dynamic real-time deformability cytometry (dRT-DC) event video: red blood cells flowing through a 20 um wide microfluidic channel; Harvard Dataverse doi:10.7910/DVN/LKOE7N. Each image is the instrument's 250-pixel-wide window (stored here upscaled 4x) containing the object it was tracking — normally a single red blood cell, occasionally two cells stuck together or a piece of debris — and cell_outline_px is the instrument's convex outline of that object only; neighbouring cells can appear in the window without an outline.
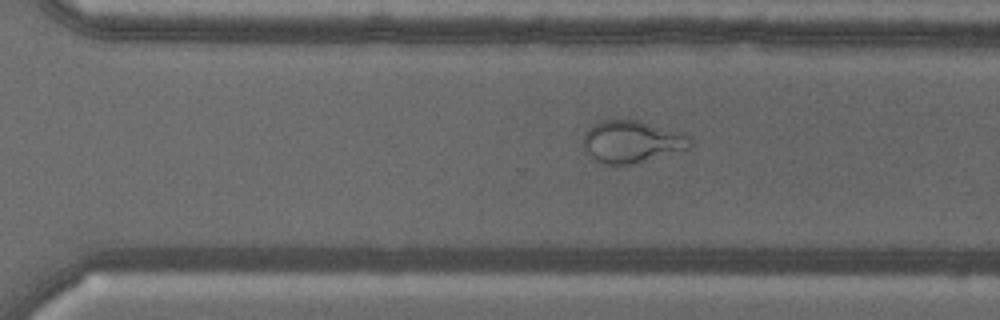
{"species": "common noctule bat (a hibernating species)", "species_latin": "Nyctalus noctula", "temperature_condition": "warm", "stored_images_in_passage": 45, "camera_frame_rate_fps": 3000, "um_per_image_px": 0.085, "animal": {"sex": "male", "body_mass_g": 18.8}, "frame": {"image": 1, "passage_image": 28, "time_ms": 9.0, "image_size_px": [1000, 320], "cell_outline_px": [[692, 148], [628, 164], [604, 164], [596, 160], [584, 148], [584, 132], [592, 124], [600, 120], [640, 120], [684, 132], [692, 136]], "centroid_in_image_um": [53.76, 12.0], "position_along_channel_um": 316.8, "area_um2": 26.36}}
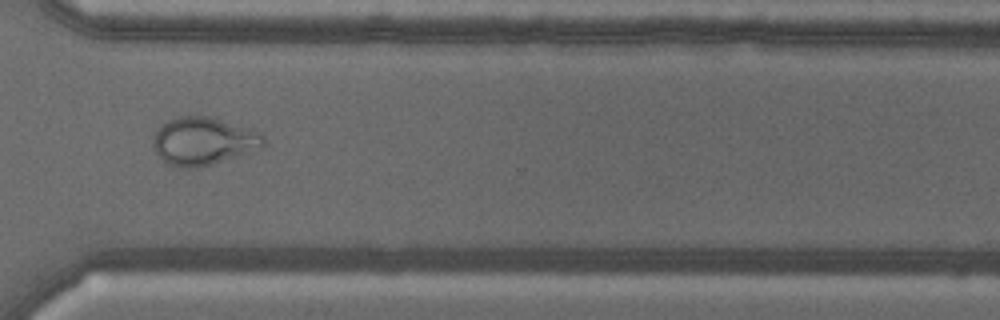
{"frame": {"image": 2, "passage_image": 31, "time_ms": 10.0, "image_size_px": [1000, 320], "cell_outline_px": [[268, 144], [264, 148], [212, 164], [196, 168], [180, 168], [168, 164], [156, 152], [152, 144], [152, 136], [160, 124], [176, 116], [208, 116], [248, 128], [260, 132], [264, 136]], "centroid_in_image_um": [17.3, 12.0], "position_along_channel_um": 353.3, "area_um2": 31.15}}
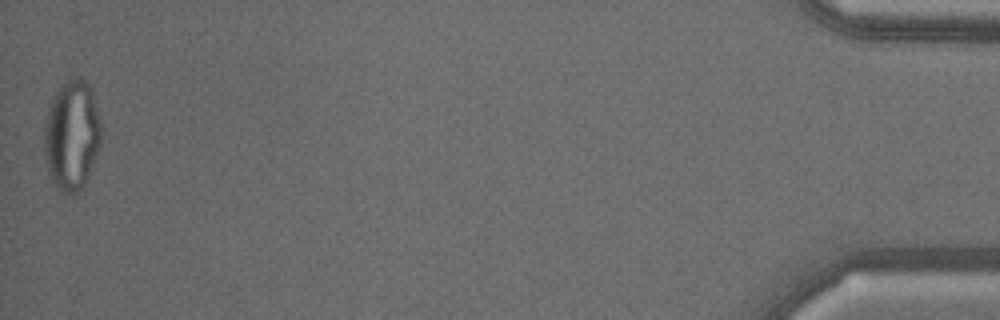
{"frame": {"image": 3, "passage_image": 45, "time_ms": 14.667, "image_size_px": [1000, 320], "cell_outline_px": [[100, 144], [88, 176], [84, 184], [72, 196], [68, 196], [60, 192], [56, 188], [52, 180], [48, 168], [44, 152], [44, 128], [52, 100], [60, 84], [68, 80], [84, 80], [92, 88], [100, 120]], "centroid_in_image_um": [6.1, 11.54], "position_along_channel_um": 429.1, "area_um2": 36.13}}